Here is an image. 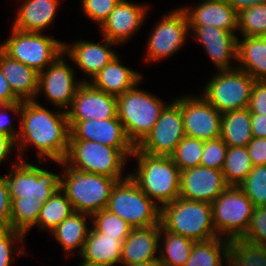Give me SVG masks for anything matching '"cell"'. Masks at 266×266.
Masks as SVG:
<instances>
[{"label":"cell","instance_id":"6da1fadb","mask_svg":"<svg viewBox=\"0 0 266 266\" xmlns=\"http://www.w3.org/2000/svg\"><path fill=\"white\" fill-rule=\"evenodd\" d=\"M21 161H13L12 170L4 178L11 200L10 228L26 235L37 224L45 201L60 189L61 174Z\"/></svg>","mask_w":266,"mask_h":266},{"label":"cell","instance_id":"7a4b0ae2","mask_svg":"<svg viewBox=\"0 0 266 266\" xmlns=\"http://www.w3.org/2000/svg\"><path fill=\"white\" fill-rule=\"evenodd\" d=\"M19 120L20 132L16 140L17 156L21 161L28 146L37 149L38 162L64 160L69 143L70 127L67 112L57 108L48 110L34 101H22ZM44 159V160H43Z\"/></svg>","mask_w":266,"mask_h":266},{"label":"cell","instance_id":"3957f363","mask_svg":"<svg viewBox=\"0 0 266 266\" xmlns=\"http://www.w3.org/2000/svg\"><path fill=\"white\" fill-rule=\"evenodd\" d=\"M131 157L136 158L137 169L129 176L157 206L179 197L180 169L170 156L149 155L135 147Z\"/></svg>","mask_w":266,"mask_h":266},{"label":"cell","instance_id":"277c9868","mask_svg":"<svg viewBox=\"0 0 266 266\" xmlns=\"http://www.w3.org/2000/svg\"><path fill=\"white\" fill-rule=\"evenodd\" d=\"M63 167L60 189L70 200L75 212L93 215L105 209L116 178L78 171L68 167L63 161L55 162Z\"/></svg>","mask_w":266,"mask_h":266},{"label":"cell","instance_id":"5b68a950","mask_svg":"<svg viewBox=\"0 0 266 266\" xmlns=\"http://www.w3.org/2000/svg\"><path fill=\"white\" fill-rule=\"evenodd\" d=\"M140 83L117 96V117L134 147L151 132L168 104L158 96L137 88Z\"/></svg>","mask_w":266,"mask_h":266},{"label":"cell","instance_id":"8992f818","mask_svg":"<svg viewBox=\"0 0 266 266\" xmlns=\"http://www.w3.org/2000/svg\"><path fill=\"white\" fill-rule=\"evenodd\" d=\"M160 225L195 242L218 237L213 225L211 203L207 202L178 197L160 208Z\"/></svg>","mask_w":266,"mask_h":266},{"label":"cell","instance_id":"52a82bcc","mask_svg":"<svg viewBox=\"0 0 266 266\" xmlns=\"http://www.w3.org/2000/svg\"><path fill=\"white\" fill-rule=\"evenodd\" d=\"M127 156L118 148L86 140H69L63 162L70 168L116 178L123 177Z\"/></svg>","mask_w":266,"mask_h":266},{"label":"cell","instance_id":"ba28073f","mask_svg":"<svg viewBox=\"0 0 266 266\" xmlns=\"http://www.w3.org/2000/svg\"><path fill=\"white\" fill-rule=\"evenodd\" d=\"M114 185L106 209L132 228L160 225V207L157 206L129 176Z\"/></svg>","mask_w":266,"mask_h":266},{"label":"cell","instance_id":"9c48e42d","mask_svg":"<svg viewBox=\"0 0 266 266\" xmlns=\"http://www.w3.org/2000/svg\"><path fill=\"white\" fill-rule=\"evenodd\" d=\"M0 49L40 73L64 52V42L44 33L23 32L12 27Z\"/></svg>","mask_w":266,"mask_h":266},{"label":"cell","instance_id":"30bf717a","mask_svg":"<svg viewBox=\"0 0 266 266\" xmlns=\"http://www.w3.org/2000/svg\"><path fill=\"white\" fill-rule=\"evenodd\" d=\"M211 207L218 237L230 241L245 235L255 207L239 186H228Z\"/></svg>","mask_w":266,"mask_h":266},{"label":"cell","instance_id":"8fae6325","mask_svg":"<svg viewBox=\"0 0 266 266\" xmlns=\"http://www.w3.org/2000/svg\"><path fill=\"white\" fill-rule=\"evenodd\" d=\"M255 79L238 68L218 70L206 82L202 96L220 113L248 108Z\"/></svg>","mask_w":266,"mask_h":266},{"label":"cell","instance_id":"7c38bea8","mask_svg":"<svg viewBox=\"0 0 266 266\" xmlns=\"http://www.w3.org/2000/svg\"><path fill=\"white\" fill-rule=\"evenodd\" d=\"M156 24L147 39L144 58L147 63L159 62L178 53L190 32L186 13L180 6L164 14Z\"/></svg>","mask_w":266,"mask_h":266},{"label":"cell","instance_id":"4fadbf2b","mask_svg":"<svg viewBox=\"0 0 266 266\" xmlns=\"http://www.w3.org/2000/svg\"><path fill=\"white\" fill-rule=\"evenodd\" d=\"M66 54H60L49 66L39 73L37 96L44 94L45 99L59 109L68 110L76 92L86 79H75L76 72L66 61ZM77 80V81H76Z\"/></svg>","mask_w":266,"mask_h":266},{"label":"cell","instance_id":"5bb4252c","mask_svg":"<svg viewBox=\"0 0 266 266\" xmlns=\"http://www.w3.org/2000/svg\"><path fill=\"white\" fill-rule=\"evenodd\" d=\"M172 101L165 106L151 132L137 146L140 151L149 155L170 156L186 136L181 107L174 99Z\"/></svg>","mask_w":266,"mask_h":266},{"label":"cell","instance_id":"9a60e30c","mask_svg":"<svg viewBox=\"0 0 266 266\" xmlns=\"http://www.w3.org/2000/svg\"><path fill=\"white\" fill-rule=\"evenodd\" d=\"M193 96L173 98L181 107L185 135L203 141L219 138L222 113L202 95Z\"/></svg>","mask_w":266,"mask_h":266},{"label":"cell","instance_id":"2e32d148","mask_svg":"<svg viewBox=\"0 0 266 266\" xmlns=\"http://www.w3.org/2000/svg\"><path fill=\"white\" fill-rule=\"evenodd\" d=\"M70 127L69 140L95 141L121 150L128 158L134 146L126 136L119 118L116 116L104 120L68 121Z\"/></svg>","mask_w":266,"mask_h":266},{"label":"cell","instance_id":"e0dca14e","mask_svg":"<svg viewBox=\"0 0 266 266\" xmlns=\"http://www.w3.org/2000/svg\"><path fill=\"white\" fill-rule=\"evenodd\" d=\"M68 121L104 120L117 116V96L83 82L68 108Z\"/></svg>","mask_w":266,"mask_h":266},{"label":"cell","instance_id":"ac0fdd59","mask_svg":"<svg viewBox=\"0 0 266 266\" xmlns=\"http://www.w3.org/2000/svg\"><path fill=\"white\" fill-rule=\"evenodd\" d=\"M147 4H136L127 0H120L108 18L99 27L102 36L117 43H126L135 35L147 18L149 10Z\"/></svg>","mask_w":266,"mask_h":266},{"label":"cell","instance_id":"d6986e66","mask_svg":"<svg viewBox=\"0 0 266 266\" xmlns=\"http://www.w3.org/2000/svg\"><path fill=\"white\" fill-rule=\"evenodd\" d=\"M229 185L222 171L197 166L180 171L179 197L212 203Z\"/></svg>","mask_w":266,"mask_h":266},{"label":"cell","instance_id":"ffe728a7","mask_svg":"<svg viewBox=\"0 0 266 266\" xmlns=\"http://www.w3.org/2000/svg\"><path fill=\"white\" fill-rule=\"evenodd\" d=\"M194 38L199 42L217 70H232L237 60V35L231 31L213 26H189Z\"/></svg>","mask_w":266,"mask_h":266},{"label":"cell","instance_id":"44dd1931","mask_svg":"<svg viewBox=\"0 0 266 266\" xmlns=\"http://www.w3.org/2000/svg\"><path fill=\"white\" fill-rule=\"evenodd\" d=\"M118 46L117 43L109 39H103L102 43L86 40H75L71 44L64 43V53L68 56L84 74L89 76V82L93 77L107 65L118 53L112 47Z\"/></svg>","mask_w":266,"mask_h":266},{"label":"cell","instance_id":"7402d4cb","mask_svg":"<svg viewBox=\"0 0 266 266\" xmlns=\"http://www.w3.org/2000/svg\"><path fill=\"white\" fill-rule=\"evenodd\" d=\"M194 7H182L186 13L189 26H213L231 31L238 30V12L225 0H201Z\"/></svg>","mask_w":266,"mask_h":266},{"label":"cell","instance_id":"603a6c76","mask_svg":"<svg viewBox=\"0 0 266 266\" xmlns=\"http://www.w3.org/2000/svg\"><path fill=\"white\" fill-rule=\"evenodd\" d=\"M159 237L160 225L132 228L122 245L120 266L159 260Z\"/></svg>","mask_w":266,"mask_h":266},{"label":"cell","instance_id":"cb8c5ba5","mask_svg":"<svg viewBox=\"0 0 266 266\" xmlns=\"http://www.w3.org/2000/svg\"><path fill=\"white\" fill-rule=\"evenodd\" d=\"M60 0H24L17 9L12 27L23 32L44 33L58 12Z\"/></svg>","mask_w":266,"mask_h":266},{"label":"cell","instance_id":"d4e9b609","mask_svg":"<svg viewBox=\"0 0 266 266\" xmlns=\"http://www.w3.org/2000/svg\"><path fill=\"white\" fill-rule=\"evenodd\" d=\"M0 67L13 94L20 101H34L38 91L39 73L0 49Z\"/></svg>","mask_w":266,"mask_h":266},{"label":"cell","instance_id":"484cf974","mask_svg":"<svg viewBox=\"0 0 266 266\" xmlns=\"http://www.w3.org/2000/svg\"><path fill=\"white\" fill-rule=\"evenodd\" d=\"M142 79L143 75L140 72L123 66L117 55L89 83L96 89L119 96L133 88Z\"/></svg>","mask_w":266,"mask_h":266},{"label":"cell","instance_id":"4316f807","mask_svg":"<svg viewBox=\"0 0 266 266\" xmlns=\"http://www.w3.org/2000/svg\"><path fill=\"white\" fill-rule=\"evenodd\" d=\"M124 240L98 232L93 226L80 254L81 261L105 266L120 264Z\"/></svg>","mask_w":266,"mask_h":266},{"label":"cell","instance_id":"83f0119b","mask_svg":"<svg viewBox=\"0 0 266 266\" xmlns=\"http://www.w3.org/2000/svg\"><path fill=\"white\" fill-rule=\"evenodd\" d=\"M237 39L238 69L247 72L255 80H266V37L241 36Z\"/></svg>","mask_w":266,"mask_h":266},{"label":"cell","instance_id":"f1b7e54d","mask_svg":"<svg viewBox=\"0 0 266 266\" xmlns=\"http://www.w3.org/2000/svg\"><path fill=\"white\" fill-rule=\"evenodd\" d=\"M89 218L91 219L89 214L74 211L51 231L55 240L67 254L66 257L71 256V253L78 249V254H81L91 229L87 226Z\"/></svg>","mask_w":266,"mask_h":266},{"label":"cell","instance_id":"f546056e","mask_svg":"<svg viewBox=\"0 0 266 266\" xmlns=\"http://www.w3.org/2000/svg\"><path fill=\"white\" fill-rule=\"evenodd\" d=\"M220 138L228 147H246L253 138L251 113L248 108L222 114Z\"/></svg>","mask_w":266,"mask_h":266},{"label":"cell","instance_id":"4dcf8cb0","mask_svg":"<svg viewBox=\"0 0 266 266\" xmlns=\"http://www.w3.org/2000/svg\"><path fill=\"white\" fill-rule=\"evenodd\" d=\"M159 261L162 266H184L195 241L165 230L160 225ZM163 243V244H162Z\"/></svg>","mask_w":266,"mask_h":266},{"label":"cell","instance_id":"1f68e13d","mask_svg":"<svg viewBox=\"0 0 266 266\" xmlns=\"http://www.w3.org/2000/svg\"><path fill=\"white\" fill-rule=\"evenodd\" d=\"M229 243L220 237L195 242L184 266H227Z\"/></svg>","mask_w":266,"mask_h":266},{"label":"cell","instance_id":"d6a6232c","mask_svg":"<svg viewBox=\"0 0 266 266\" xmlns=\"http://www.w3.org/2000/svg\"><path fill=\"white\" fill-rule=\"evenodd\" d=\"M73 212L74 209L70 200L67 198L66 194L59 189L42 205L35 226L38 227L39 230L51 232Z\"/></svg>","mask_w":266,"mask_h":266},{"label":"cell","instance_id":"836d02e7","mask_svg":"<svg viewBox=\"0 0 266 266\" xmlns=\"http://www.w3.org/2000/svg\"><path fill=\"white\" fill-rule=\"evenodd\" d=\"M227 266H266V248L243 239L230 240Z\"/></svg>","mask_w":266,"mask_h":266},{"label":"cell","instance_id":"e575fe53","mask_svg":"<svg viewBox=\"0 0 266 266\" xmlns=\"http://www.w3.org/2000/svg\"><path fill=\"white\" fill-rule=\"evenodd\" d=\"M253 165L246 147H228L222 168L229 186H238L250 173Z\"/></svg>","mask_w":266,"mask_h":266},{"label":"cell","instance_id":"d590c367","mask_svg":"<svg viewBox=\"0 0 266 266\" xmlns=\"http://www.w3.org/2000/svg\"><path fill=\"white\" fill-rule=\"evenodd\" d=\"M237 31L241 36L266 37V2L242 9L238 13Z\"/></svg>","mask_w":266,"mask_h":266},{"label":"cell","instance_id":"8d00e7d4","mask_svg":"<svg viewBox=\"0 0 266 266\" xmlns=\"http://www.w3.org/2000/svg\"><path fill=\"white\" fill-rule=\"evenodd\" d=\"M204 141L185 136L170 155L180 171L200 166Z\"/></svg>","mask_w":266,"mask_h":266},{"label":"cell","instance_id":"74e56055","mask_svg":"<svg viewBox=\"0 0 266 266\" xmlns=\"http://www.w3.org/2000/svg\"><path fill=\"white\" fill-rule=\"evenodd\" d=\"M238 186L255 208L266 206V165L253 166Z\"/></svg>","mask_w":266,"mask_h":266},{"label":"cell","instance_id":"f35d334b","mask_svg":"<svg viewBox=\"0 0 266 266\" xmlns=\"http://www.w3.org/2000/svg\"><path fill=\"white\" fill-rule=\"evenodd\" d=\"M92 226L107 236L125 240L130 234L132 227L116 214L106 208L91 216Z\"/></svg>","mask_w":266,"mask_h":266},{"label":"cell","instance_id":"ab89813d","mask_svg":"<svg viewBox=\"0 0 266 266\" xmlns=\"http://www.w3.org/2000/svg\"><path fill=\"white\" fill-rule=\"evenodd\" d=\"M26 235L22 232L13 230L12 228L0 230V266H11L12 261H15L12 254L28 255L23 246L13 249L14 244H23ZM18 242V243H17Z\"/></svg>","mask_w":266,"mask_h":266},{"label":"cell","instance_id":"60d3db41","mask_svg":"<svg viewBox=\"0 0 266 266\" xmlns=\"http://www.w3.org/2000/svg\"><path fill=\"white\" fill-rule=\"evenodd\" d=\"M228 151V145L219 137L204 141L200 165L221 171Z\"/></svg>","mask_w":266,"mask_h":266},{"label":"cell","instance_id":"b9f144b4","mask_svg":"<svg viewBox=\"0 0 266 266\" xmlns=\"http://www.w3.org/2000/svg\"><path fill=\"white\" fill-rule=\"evenodd\" d=\"M241 239L266 248V206L254 208L248 229Z\"/></svg>","mask_w":266,"mask_h":266},{"label":"cell","instance_id":"7bdbcfd3","mask_svg":"<svg viewBox=\"0 0 266 266\" xmlns=\"http://www.w3.org/2000/svg\"><path fill=\"white\" fill-rule=\"evenodd\" d=\"M120 0H81V8L87 18L101 26Z\"/></svg>","mask_w":266,"mask_h":266},{"label":"cell","instance_id":"ee69618b","mask_svg":"<svg viewBox=\"0 0 266 266\" xmlns=\"http://www.w3.org/2000/svg\"><path fill=\"white\" fill-rule=\"evenodd\" d=\"M22 109V101L9 104V105H0V133L6 134L12 137L15 141L18 138L20 127H18V131L16 130L14 124H12L11 119L7 116V112H12V114H17L20 116Z\"/></svg>","mask_w":266,"mask_h":266},{"label":"cell","instance_id":"f6af8a7d","mask_svg":"<svg viewBox=\"0 0 266 266\" xmlns=\"http://www.w3.org/2000/svg\"><path fill=\"white\" fill-rule=\"evenodd\" d=\"M248 109L251 114L266 115V80H255Z\"/></svg>","mask_w":266,"mask_h":266},{"label":"cell","instance_id":"bcb514c9","mask_svg":"<svg viewBox=\"0 0 266 266\" xmlns=\"http://www.w3.org/2000/svg\"><path fill=\"white\" fill-rule=\"evenodd\" d=\"M11 200L4 178L0 176V230L10 228Z\"/></svg>","mask_w":266,"mask_h":266},{"label":"cell","instance_id":"7dc6e473","mask_svg":"<svg viewBox=\"0 0 266 266\" xmlns=\"http://www.w3.org/2000/svg\"><path fill=\"white\" fill-rule=\"evenodd\" d=\"M246 148L253 166L266 165V138L253 137Z\"/></svg>","mask_w":266,"mask_h":266},{"label":"cell","instance_id":"c3c4849f","mask_svg":"<svg viewBox=\"0 0 266 266\" xmlns=\"http://www.w3.org/2000/svg\"><path fill=\"white\" fill-rule=\"evenodd\" d=\"M20 100L13 94L9 83L2 74L0 67V105H9Z\"/></svg>","mask_w":266,"mask_h":266},{"label":"cell","instance_id":"681fc988","mask_svg":"<svg viewBox=\"0 0 266 266\" xmlns=\"http://www.w3.org/2000/svg\"><path fill=\"white\" fill-rule=\"evenodd\" d=\"M251 128L253 137L266 138V115L251 114Z\"/></svg>","mask_w":266,"mask_h":266},{"label":"cell","instance_id":"f907efd6","mask_svg":"<svg viewBox=\"0 0 266 266\" xmlns=\"http://www.w3.org/2000/svg\"><path fill=\"white\" fill-rule=\"evenodd\" d=\"M14 146L16 147V141L12 137L0 133V164L6 161Z\"/></svg>","mask_w":266,"mask_h":266},{"label":"cell","instance_id":"816d5d0a","mask_svg":"<svg viewBox=\"0 0 266 266\" xmlns=\"http://www.w3.org/2000/svg\"><path fill=\"white\" fill-rule=\"evenodd\" d=\"M238 13L245 8L265 3L266 0H225Z\"/></svg>","mask_w":266,"mask_h":266},{"label":"cell","instance_id":"f5cc1de1","mask_svg":"<svg viewBox=\"0 0 266 266\" xmlns=\"http://www.w3.org/2000/svg\"><path fill=\"white\" fill-rule=\"evenodd\" d=\"M129 266H162L159 260H153V261H148L144 262L141 264H135V265H129Z\"/></svg>","mask_w":266,"mask_h":266},{"label":"cell","instance_id":"db71d44e","mask_svg":"<svg viewBox=\"0 0 266 266\" xmlns=\"http://www.w3.org/2000/svg\"><path fill=\"white\" fill-rule=\"evenodd\" d=\"M79 266H105V265H97L92 263H86L84 261L80 262Z\"/></svg>","mask_w":266,"mask_h":266}]
</instances>
